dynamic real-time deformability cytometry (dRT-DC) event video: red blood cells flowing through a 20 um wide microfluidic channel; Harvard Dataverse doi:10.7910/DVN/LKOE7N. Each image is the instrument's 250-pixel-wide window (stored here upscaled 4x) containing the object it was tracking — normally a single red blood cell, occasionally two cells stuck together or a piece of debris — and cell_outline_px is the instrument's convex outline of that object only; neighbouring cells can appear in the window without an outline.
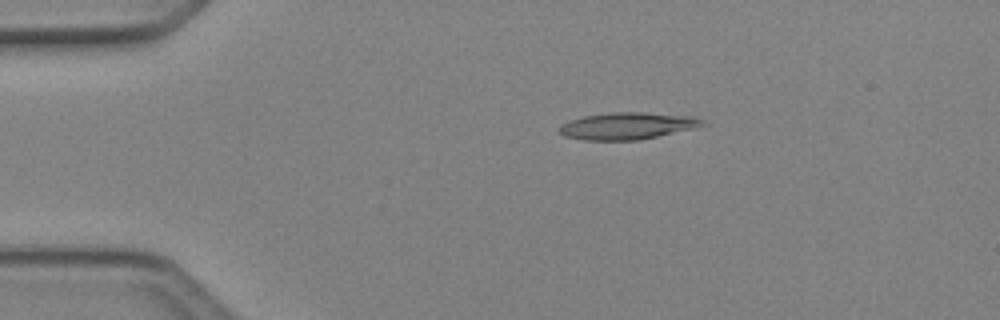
{"species": "Egyptian fruit bat (a non-hibernating species)", "species_latin": "Rousettus aegyptiacus", "temperature_condition": "cold", "stored_images_in_passage": 3, "camera_frame_rate_fps": 3000, "um_per_image_px": 0.085, "animal": {"sex": "female"}, "frame": {"image": 1, "passage_image": 1, "time_ms": 0.0, "image_size_px": [1000, 320], "cell_outline_px": [[708, 124], [692, 128], [656, 136], [636, 140], [584, 140], [564, 136], [560, 132], [560, 128], [564, 124], [572, 120], [584, 116], [608, 112], [640, 112], [692, 116], [704, 120]], "centroid_in_image_um": [53.34, 10.69], "position_along_channel_um": 31.7, "area_um2": 22.08}}
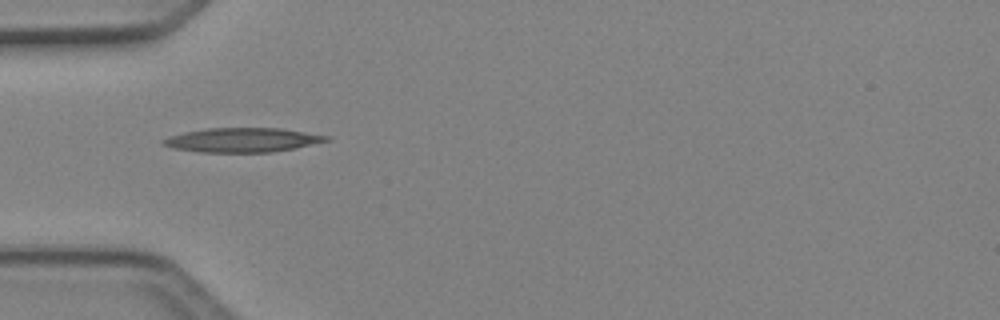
{"frame": {"image": 2, "passage_image": 2, "time_ms": 0.333, "image_size_px": [1000, 320], "cell_outline_px": [[332, 140], [272, 152], [200, 152], [176, 148], [160, 144], [160, 140], [168, 136], [184, 132], [208, 128], [280, 128], [332, 136]], "centroid_in_image_um": [20.6, 11.89], "position_along_channel_um": 64.4, "area_um2": 23.06}}
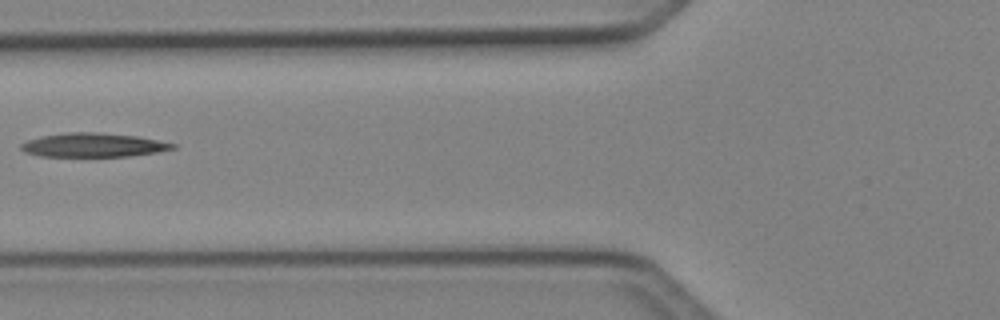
{"frame": {"image": 3, "passage_image": 3, "time_ms": 0.667, "image_size_px": [1000, 320], "cell_outline_px": [[176, 148], [156, 152], [128, 156], [40, 156], [24, 152], [20, 148], [20, 144], [28, 140], [40, 136], [68, 132], [96, 132], [136, 136], [176, 144]], "centroid_in_image_um": [7.88, 12.32], "position_along_channel_um": 117.9, "area_um2": 20.98}}